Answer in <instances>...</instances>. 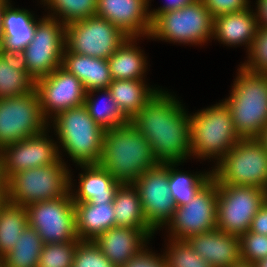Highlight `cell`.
<instances>
[{
  "label": "cell",
  "mask_w": 267,
  "mask_h": 267,
  "mask_svg": "<svg viewBox=\"0 0 267 267\" xmlns=\"http://www.w3.org/2000/svg\"><path fill=\"white\" fill-rule=\"evenodd\" d=\"M178 103L159 90L130 120L150 143L159 163H180L191 155L190 117Z\"/></svg>",
  "instance_id": "1"
},
{
  "label": "cell",
  "mask_w": 267,
  "mask_h": 267,
  "mask_svg": "<svg viewBox=\"0 0 267 267\" xmlns=\"http://www.w3.org/2000/svg\"><path fill=\"white\" fill-rule=\"evenodd\" d=\"M121 184H133L144 172L159 164L150 143L128 123L104 132L99 163Z\"/></svg>",
  "instance_id": "2"
},
{
  "label": "cell",
  "mask_w": 267,
  "mask_h": 267,
  "mask_svg": "<svg viewBox=\"0 0 267 267\" xmlns=\"http://www.w3.org/2000/svg\"><path fill=\"white\" fill-rule=\"evenodd\" d=\"M231 96L224 102L241 139L259 138L267 126V74L240 67Z\"/></svg>",
  "instance_id": "3"
},
{
  "label": "cell",
  "mask_w": 267,
  "mask_h": 267,
  "mask_svg": "<svg viewBox=\"0 0 267 267\" xmlns=\"http://www.w3.org/2000/svg\"><path fill=\"white\" fill-rule=\"evenodd\" d=\"M63 148L77 164H99L105 130L88 114L84 105L53 117Z\"/></svg>",
  "instance_id": "4"
},
{
  "label": "cell",
  "mask_w": 267,
  "mask_h": 267,
  "mask_svg": "<svg viewBox=\"0 0 267 267\" xmlns=\"http://www.w3.org/2000/svg\"><path fill=\"white\" fill-rule=\"evenodd\" d=\"M63 162L23 170L7 180V202L27 206L64 197L70 192L69 172Z\"/></svg>",
  "instance_id": "5"
},
{
  "label": "cell",
  "mask_w": 267,
  "mask_h": 267,
  "mask_svg": "<svg viewBox=\"0 0 267 267\" xmlns=\"http://www.w3.org/2000/svg\"><path fill=\"white\" fill-rule=\"evenodd\" d=\"M190 136L191 154L202 158L219 156V161L241 139L225 102L190 116Z\"/></svg>",
  "instance_id": "6"
},
{
  "label": "cell",
  "mask_w": 267,
  "mask_h": 267,
  "mask_svg": "<svg viewBox=\"0 0 267 267\" xmlns=\"http://www.w3.org/2000/svg\"><path fill=\"white\" fill-rule=\"evenodd\" d=\"M218 163L212 172L218 183L265 189L267 150L258 138L240 139Z\"/></svg>",
  "instance_id": "7"
},
{
  "label": "cell",
  "mask_w": 267,
  "mask_h": 267,
  "mask_svg": "<svg viewBox=\"0 0 267 267\" xmlns=\"http://www.w3.org/2000/svg\"><path fill=\"white\" fill-rule=\"evenodd\" d=\"M65 38L66 25L61 24L55 17L42 18L36 24L33 39L18 55L34 81L50 75L62 66Z\"/></svg>",
  "instance_id": "8"
},
{
  "label": "cell",
  "mask_w": 267,
  "mask_h": 267,
  "mask_svg": "<svg viewBox=\"0 0 267 267\" xmlns=\"http://www.w3.org/2000/svg\"><path fill=\"white\" fill-rule=\"evenodd\" d=\"M213 17L202 0L159 14L149 36L180 43H204L212 35Z\"/></svg>",
  "instance_id": "9"
},
{
  "label": "cell",
  "mask_w": 267,
  "mask_h": 267,
  "mask_svg": "<svg viewBox=\"0 0 267 267\" xmlns=\"http://www.w3.org/2000/svg\"><path fill=\"white\" fill-rule=\"evenodd\" d=\"M217 189V229L236 236L246 233L253 217L265 203L264 190L218 182Z\"/></svg>",
  "instance_id": "10"
},
{
  "label": "cell",
  "mask_w": 267,
  "mask_h": 267,
  "mask_svg": "<svg viewBox=\"0 0 267 267\" xmlns=\"http://www.w3.org/2000/svg\"><path fill=\"white\" fill-rule=\"evenodd\" d=\"M121 29L98 16L66 25V48L80 55L108 59L128 39Z\"/></svg>",
  "instance_id": "11"
},
{
  "label": "cell",
  "mask_w": 267,
  "mask_h": 267,
  "mask_svg": "<svg viewBox=\"0 0 267 267\" xmlns=\"http://www.w3.org/2000/svg\"><path fill=\"white\" fill-rule=\"evenodd\" d=\"M39 97L28 94L0 99V149L5 145L41 134L46 129Z\"/></svg>",
  "instance_id": "12"
},
{
  "label": "cell",
  "mask_w": 267,
  "mask_h": 267,
  "mask_svg": "<svg viewBox=\"0 0 267 267\" xmlns=\"http://www.w3.org/2000/svg\"><path fill=\"white\" fill-rule=\"evenodd\" d=\"M70 194L26 206L28 223L44 244L80 241L76 234L74 202Z\"/></svg>",
  "instance_id": "13"
},
{
  "label": "cell",
  "mask_w": 267,
  "mask_h": 267,
  "mask_svg": "<svg viewBox=\"0 0 267 267\" xmlns=\"http://www.w3.org/2000/svg\"><path fill=\"white\" fill-rule=\"evenodd\" d=\"M217 194V181L212 178L189 203L176 207L167 222L175 237L172 239L187 240L217 229Z\"/></svg>",
  "instance_id": "14"
},
{
  "label": "cell",
  "mask_w": 267,
  "mask_h": 267,
  "mask_svg": "<svg viewBox=\"0 0 267 267\" xmlns=\"http://www.w3.org/2000/svg\"><path fill=\"white\" fill-rule=\"evenodd\" d=\"M139 192L143 214L155 230L173 216L176 204L168 184V163H159L133 183Z\"/></svg>",
  "instance_id": "15"
},
{
  "label": "cell",
  "mask_w": 267,
  "mask_h": 267,
  "mask_svg": "<svg viewBox=\"0 0 267 267\" xmlns=\"http://www.w3.org/2000/svg\"><path fill=\"white\" fill-rule=\"evenodd\" d=\"M34 89L45 119L50 111H54L56 116L62 111L84 105L87 94L82 82L62 66L35 81Z\"/></svg>",
  "instance_id": "16"
},
{
  "label": "cell",
  "mask_w": 267,
  "mask_h": 267,
  "mask_svg": "<svg viewBox=\"0 0 267 267\" xmlns=\"http://www.w3.org/2000/svg\"><path fill=\"white\" fill-rule=\"evenodd\" d=\"M45 132L0 149L3 172L8 180L12 175L35 167L52 165L60 161L58 147L45 137Z\"/></svg>",
  "instance_id": "17"
},
{
  "label": "cell",
  "mask_w": 267,
  "mask_h": 267,
  "mask_svg": "<svg viewBox=\"0 0 267 267\" xmlns=\"http://www.w3.org/2000/svg\"><path fill=\"white\" fill-rule=\"evenodd\" d=\"M148 0H97L96 16L104 18L129 37L150 35Z\"/></svg>",
  "instance_id": "18"
},
{
  "label": "cell",
  "mask_w": 267,
  "mask_h": 267,
  "mask_svg": "<svg viewBox=\"0 0 267 267\" xmlns=\"http://www.w3.org/2000/svg\"><path fill=\"white\" fill-rule=\"evenodd\" d=\"M153 228L112 227L99 235L94 243L116 267H122L143 249V242L154 234Z\"/></svg>",
  "instance_id": "19"
},
{
  "label": "cell",
  "mask_w": 267,
  "mask_h": 267,
  "mask_svg": "<svg viewBox=\"0 0 267 267\" xmlns=\"http://www.w3.org/2000/svg\"><path fill=\"white\" fill-rule=\"evenodd\" d=\"M186 241L195 253L213 267H232L242 262L239 236L214 229Z\"/></svg>",
  "instance_id": "20"
},
{
  "label": "cell",
  "mask_w": 267,
  "mask_h": 267,
  "mask_svg": "<svg viewBox=\"0 0 267 267\" xmlns=\"http://www.w3.org/2000/svg\"><path fill=\"white\" fill-rule=\"evenodd\" d=\"M8 3L3 5L0 51L18 56L33 39L37 22L28 10L12 9Z\"/></svg>",
  "instance_id": "21"
},
{
  "label": "cell",
  "mask_w": 267,
  "mask_h": 267,
  "mask_svg": "<svg viewBox=\"0 0 267 267\" xmlns=\"http://www.w3.org/2000/svg\"><path fill=\"white\" fill-rule=\"evenodd\" d=\"M62 67L78 78L87 92L108 89L112 82L107 59L80 55L64 49Z\"/></svg>",
  "instance_id": "22"
},
{
  "label": "cell",
  "mask_w": 267,
  "mask_h": 267,
  "mask_svg": "<svg viewBox=\"0 0 267 267\" xmlns=\"http://www.w3.org/2000/svg\"><path fill=\"white\" fill-rule=\"evenodd\" d=\"M87 171L80 174V188L76 197L72 195L73 202L111 203L115 193L121 185L100 164H80Z\"/></svg>",
  "instance_id": "23"
},
{
  "label": "cell",
  "mask_w": 267,
  "mask_h": 267,
  "mask_svg": "<svg viewBox=\"0 0 267 267\" xmlns=\"http://www.w3.org/2000/svg\"><path fill=\"white\" fill-rule=\"evenodd\" d=\"M76 234L80 241H94L106 230L115 227L111 203L74 202Z\"/></svg>",
  "instance_id": "24"
},
{
  "label": "cell",
  "mask_w": 267,
  "mask_h": 267,
  "mask_svg": "<svg viewBox=\"0 0 267 267\" xmlns=\"http://www.w3.org/2000/svg\"><path fill=\"white\" fill-rule=\"evenodd\" d=\"M252 13L248 8L213 18L212 35L224 44L247 43L250 49L258 31L256 14Z\"/></svg>",
  "instance_id": "25"
},
{
  "label": "cell",
  "mask_w": 267,
  "mask_h": 267,
  "mask_svg": "<svg viewBox=\"0 0 267 267\" xmlns=\"http://www.w3.org/2000/svg\"><path fill=\"white\" fill-rule=\"evenodd\" d=\"M121 113L130 121L156 95L142 80H112L108 87Z\"/></svg>",
  "instance_id": "26"
},
{
  "label": "cell",
  "mask_w": 267,
  "mask_h": 267,
  "mask_svg": "<svg viewBox=\"0 0 267 267\" xmlns=\"http://www.w3.org/2000/svg\"><path fill=\"white\" fill-rule=\"evenodd\" d=\"M115 226L152 228L143 214L139 192L133 184H121L113 200Z\"/></svg>",
  "instance_id": "27"
},
{
  "label": "cell",
  "mask_w": 267,
  "mask_h": 267,
  "mask_svg": "<svg viewBox=\"0 0 267 267\" xmlns=\"http://www.w3.org/2000/svg\"><path fill=\"white\" fill-rule=\"evenodd\" d=\"M35 81L28 75L18 56L0 51V99L28 94Z\"/></svg>",
  "instance_id": "28"
},
{
  "label": "cell",
  "mask_w": 267,
  "mask_h": 267,
  "mask_svg": "<svg viewBox=\"0 0 267 267\" xmlns=\"http://www.w3.org/2000/svg\"><path fill=\"white\" fill-rule=\"evenodd\" d=\"M128 37L126 41L107 59L112 80H143L146 59ZM145 59V60H144Z\"/></svg>",
  "instance_id": "29"
},
{
  "label": "cell",
  "mask_w": 267,
  "mask_h": 267,
  "mask_svg": "<svg viewBox=\"0 0 267 267\" xmlns=\"http://www.w3.org/2000/svg\"><path fill=\"white\" fill-rule=\"evenodd\" d=\"M43 241L29 224L11 251L2 257L3 267H38Z\"/></svg>",
  "instance_id": "30"
},
{
  "label": "cell",
  "mask_w": 267,
  "mask_h": 267,
  "mask_svg": "<svg viewBox=\"0 0 267 267\" xmlns=\"http://www.w3.org/2000/svg\"><path fill=\"white\" fill-rule=\"evenodd\" d=\"M28 224L26 207L6 201L0 208V257L13 249Z\"/></svg>",
  "instance_id": "31"
},
{
  "label": "cell",
  "mask_w": 267,
  "mask_h": 267,
  "mask_svg": "<svg viewBox=\"0 0 267 267\" xmlns=\"http://www.w3.org/2000/svg\"><path fill=\"white\" fill-rule=\"evenodd\" d=\"M173 165L177 162H168V184L176 207H179L189 203L213 178V173L193 176L174 170Z\"/></svg>",
  "instance_id": "32"
},
{
  "label": "cell",
  "mask_w": 267,
  "mask_h": 267,
  "mask_svg": "<svg viewBox=\"0 0 267 267\" xmlns=\"http://www.w3.org/2000/svg\"><path fill=\"white\" fill-rule=\"evenodd\" d=\"M102 91H104L103 93L106 95V98H104L107 99L106 105L104 103L103 106L99 105L95 99L91 98L94 92ZM84 106L91 118L104 130L113 129L129 122L119 110L108 89L87 92Z\"/></svg>",
  "instance_id": "33"
},
{
  "label": "cell",
  "mask_w": 267,
  "mask_h": 267,
  "mask_svg": "<svg viewBox=\"0 0 267 267\" xmlns=\"http://www.w3.org/2000/svg\"><path fill=\"white\" fill-rule=\"evenodd\" d=\"M53 10L62 15V23L67 25L74 21L96 16L97 0H44Z\"/></svg>",
  "instance_id": "34"
},
{
  "label": "cell",
  "mask_w": 267,
  "mask_h": 267,
  "mask_svg": "<svg viewBox=\"0 0 267 267\" xmlns=\"http://www.w3.org/2000/svg\"><path fill=\"white\" fill-rule=\"evenodd\" d=\"M79 242L43 244L38 267H72Z\"/></svg>",
  "instance_id": "35"
},
{
  "label": "cell",
  "mask_w": 267,
  "mask_h": 267,
  "mask_svg": "<svg viewBox=\"0 0 267 267\" xmlns=\"http://www.w3.org/2000/svg\"><path fill=\"white\" fill-rule=\"evenodd\" d=\"M171 241L173 242L169 251L164 256L167 267H213L195 253L186 240L172 239Z\"/></svg>",
  "instance_id": "36"
},
{
  "label": "cell",
  "mask_w": 267,
  "mask_h": 267,
  "mask_svg": "<svg viewBox=\"0 0 267 267\" xmlns=\"http://www.w3.org/2000/svg\"><path fill=\"white\" fill-rule=\"evenodd\" d=\"M72 267H116L101 252L94 241H80L77 244Z\"/></svg>",
  "instance_id": "37"
},
{
  "label": "cell",
  "mask_w": 267,
  "mask_h": 267,
  "mask_svg": "<svg viewBox=\"0 0 267 267\" xmlns=\"http://www.w3.org/2000/svg\"><path fill=\"white\" fill-rule=\"evenodd\" d=\"M242 262L256 264L267 258V235L247 231L239 236Z\"/></svg>",
  "instance_id": "38"
},
{
  "label": "cell",
  "mask_w": 267,
  "mask_h": 267,
  "mask_svg": "<svg viewBox=\"0 0 267 267\" xmlns=\"http://www.w3.org/2000/svg\"><path fill=\"white\" fill-rule=\"evenodd\" d=\"M249 53L250 60L241 67L250 72L267 74V28L258 27Z\"/></svg>",
  "instance_id": "39"
},
{
  "label": "cell",
  "mask_w": 267,
  "mask_h": 267,
  "mask_svg": "<svg viewBox=\"0 0 267 267\" xmlns=\"http://www.w3.org/2000/svg\"><path fill=\"white\" fill-rule=\"evenodd\" d=\"M204 6L215 18L220 15L241 12L248 9V0H202Z\"/></svg>",
  "instance_id": "40"
},
{
  "label": "cell",
  "mask_w": 267,
  "mask_h": 267,
  "mask_svg": "<svg viewBox=\"0 0 267 267\" xmlns=\"http://www.w3.org/2000/svg\"><path fill=\"white\" fill-rule=\"evenodd\" d=\"M162 257H157L146 250H142L122 267H167L165 258L162 259Z\"/></svg>",
  "instance_id": "41"
},
{
  "label": "cell",
  "mask_w": 267,
  "mask_h": 267,
  "mask_svg": "<svg viewBox=\"0 0 267 267\" xmlns=\"http://www.w3.org/2000/svg\"><path fill=\"white\" fill-rule=\"evenodd\" d=\"M249 231L258 233L261 235H267V204L264 205L257 211L256 215L251 221Z\"/></svg>",
  "instance_id": "42"
},
{
  "label": "cell",
  "mask_w": 267,
  "mask_h": 267,
  "mask_svg": "<svg viewBox=\"0 0 267 267\" xmlns=\"http://www.w3.org/2000/svg\"><path fill=\"white\" fill-rule=\"evenodd\" d=\"M195 1L196 0H171L169 3L166 4V6L164 5L163 7H160L159 9H157L156 11L154 10V12L150 11L149 14H150L151 21H153L161 13L175 10V9H180L184 7L185 5L191 4Z\"/></svg>",
  "instance_id": "43"
},
{
  "label": "cell",
  "mask_w": 267,
  "mask_h": 267,
  "mask_svg": "<svg viewBox=\"0 0 267 267\" xmlns=\"http://www.w3.org/2000/svg\"><path fill=\"white\" fill-rule=\"evenodd\" d=\"M258 4L257 8H258V15H256V18H257V23H258V27H261V28H267V0H258L257 1ZM260 19H259V18ZM262 20V21H260ZM263 23L262 25H260L259 23L260 22Z\"/></svg>",
  "instance_id": "44"
},
{
  "label": "cell",
  "mask_w": 267,
  "mask_h": 267,
  "mask_svg": "<svg viewBox=\"0 0 267 267\" xmlns=\"http://www.w3.org/2000/svg\"><path fill=\"white\" fill-rule=\"evenodd\" d=\"M0 187H7V179L3 172V162L0 154Z\"/></svg>",
  "instance_id": "45"
},
{
  "label": "cell",
  "mask_w": 267,
  "mask_h": 267,
  "mask_svg": "<svg viewBox=\"0 0 267 267\" xmlns=\"http://www.w3.org/2000/svg\"><path fill=\"white\" fill-rule=\"evenodd\" d=\"M7 187H0V208L6 203L7 201Z\"/></svg>",
  "instance_id": "46"
},
{
  "label": "cell",
  "mask_w": 267,
  "mask_h": 267,
  "mask_svg": "<svg viewBox=\"0 0 267 267\" xmlns=\"http://www.w3.org/2000/svg\"><path fill=\"white\" fill-rule=\"evenodd\" d=\"M258 139L263 143V145L266 147V150H267V126L262 131V133Z\"/></svg>",
  "instance_id": "47"
},
{
  "label": "cell",
  "mask_w": 267,
  "mask_h": 267,
  "mask_svg": "<svg viewBox=\"0 0 267 267\" xmlns=\"http://www.w3.org/2000/svg\"><path fill=\"white\" fill-rule=\"evenodd\" d=\"M232 267H256V265L252 263H247V262H240V263L233 265Z\"/></svg>",
  "instance_id": "48"
},
{
  "label": "cell",
  "mask_w": 267,
  "mask_h": 267,
  "mask_svg": "<svg viewBox=\"0 0 267 267\" xmlns=\"http://www.w3.org/2000/svg\"><path fill=\"white\" fill-rule=\"evenodd\" d=\"M255 265L256 267H267V258L258 261Z\"/></svg>",
  "instance_id": "49"
},
{
  "label": "cell",
  "mask_w": 267,
  "mask_h": 267,
  "mask_svg": "<svg viewBox=\"0 0 267 267\" xmlns=\"http://www.w3.org/2000/svg\"><path fill=\"white\" fill-rule=\"evenodd\" d=\"M2 13H3V5H0V46L2 42V30H1Z\"/></svg>",
  "instance_id": "50"
},
{
  "label": "cell",
  "mask_w": 267,
  "mask_h": 267,
  "mask_svg": "<svg viewBox=\"0 0 267 267\" xmlns=\"http://www.w3.org/2000/svg\"><path fill=\"white\" fill-rule=\"evenodd\" d=\"M264 193H265V203L267 204V185L264 189Z\"/></svg>",
  "instance_id": "51"
},
{
  "label": "cell",
  "mask_w": 267,
  "mask_h": 267,
  "mask_svg": "<svg viewBox=\"0 0 267 267\" xmlns=\"http://www.w3.org/2000/svg\"><path fill=\"white\" fill-rule=\"evenodd\" d=\"M8 0H0V5H4Z\"/></svg>",
  "instance_id": "52"
},
{
  "label": "cell",
  "mask_w": 267,
  "mask_h": 267,
  "mask_svg": "<svg viewBox=\"0 0 267 267\" xmlns=\"http://www.w3.org/2000/svg\"><path fill=\"white\" fill-rule=\"evenodd\" d=\"M0 267H3V259L0 257Z\"/></svg>",
  "instance_id": "53"
}]
</instances>
